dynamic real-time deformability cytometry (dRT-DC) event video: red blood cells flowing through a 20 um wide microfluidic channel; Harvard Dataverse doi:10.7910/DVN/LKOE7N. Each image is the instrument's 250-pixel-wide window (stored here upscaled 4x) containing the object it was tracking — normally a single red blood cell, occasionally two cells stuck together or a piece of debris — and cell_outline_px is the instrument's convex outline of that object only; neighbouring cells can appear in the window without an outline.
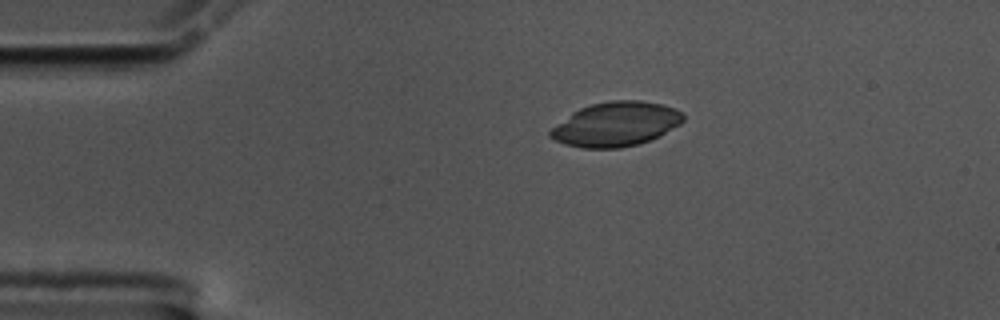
{"species": "common noctule bat (a hibernating species)", "species_latin": "Nyctalus noctula", "temperature_condition": "cold", "stored_images_in_passage": 46, "camera_frame_rate_fps": 3000, "um_per_image_px": 0.085, "animal": {"sex": "male", "body_mass_g": 17.5, "forearm_length_mm": 52.3}, "frame": {"image": 1, "passage_image": 1, "time_ms": 0.0, "image_size_px": [1000, 320], "cell_outline_px": [[684, 120], [680, 124], [660, 136], [640, 144], [620, 148], [580, 148], [564, 144], [548, 136], [548, 132], [556, 124], [572, 112], [580, 108], [592, 104], [612, 100], [640, 100], [660, 104], [676, 108], [684, 116]], "centroid_in_image_um": [52.35, 10.56], "position_along_channel_um": 32.7, "area_um2": 34.45}}